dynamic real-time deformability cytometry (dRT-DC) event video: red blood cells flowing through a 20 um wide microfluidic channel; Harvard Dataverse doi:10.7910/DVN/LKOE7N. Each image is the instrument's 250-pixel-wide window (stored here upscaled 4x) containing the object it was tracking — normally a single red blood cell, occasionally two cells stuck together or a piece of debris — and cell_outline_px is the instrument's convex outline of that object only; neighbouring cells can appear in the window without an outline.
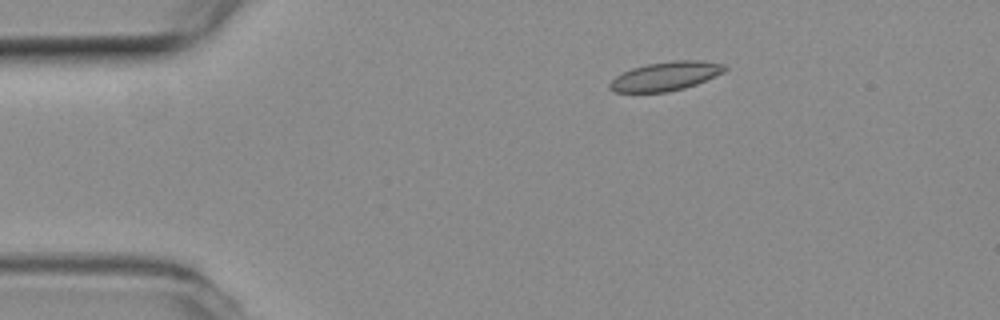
{"species": "common noctule bat (a hibernating species)", "species_latin": "Nyctalus noctula", "temperature_condition": "room temperature", "stored_images_in_passage": 8, "camera_frame_rate_fps": 3000, "um_per_image_px": 0.085, "animal": {"sex": "female", "body_mass_g": 19.3, "forearm_length_mm": 54.1}, "frame": {"image": 1, "passage_image": 2, "time_ms": 0.333, "image_size_px": [1000, 320], "cell_outline_px": [[728, 68], [724, 72], [696, 84], [684, 88], [668, 92], [616, 92], [608, 88], [608, 84], [616, 76], [632, 68], [648, 64], [672, 60], [704, 60], [724, 64]], "centroid_in_image_um": [56.6, 6.47], "position_along_channel_um": 28.4, "area_um2": 19.36}}
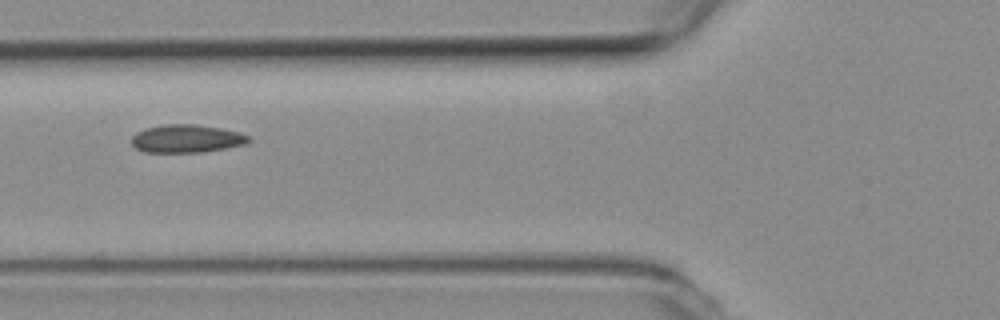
{"frame": {"image": 2, "passage_image": 5, "time_ms": 1.333, "image_size_px": [1000, 320], "cell_outline_px": [[252, 140], [248, 144], [204, 152], [144, 152], [136, 148], [132, 144], [132, 136], [136, 132], [144, 128], [164, 124], [196, 124], [220, 128], [240, 132], [248, 136]], "centroid_in_image_um": [15.88, 11.78], "position_along_channel_um": 109.9, "area_um2": 19.31}}
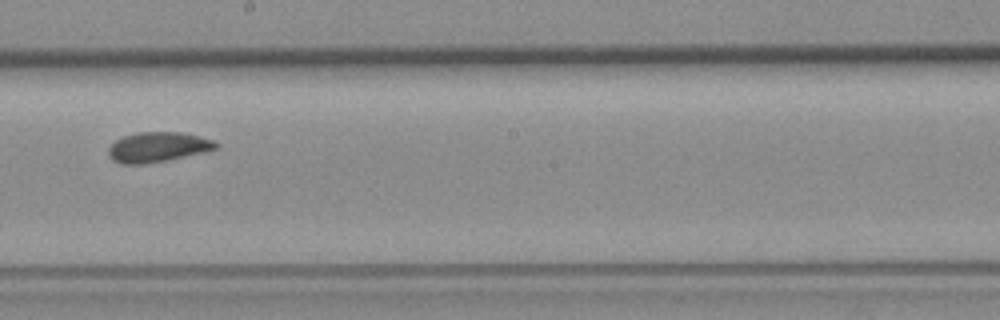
{"frame": {"image": 3, "passage_image": 8, "time_ms": 2.333, "image_size_px": [1000, 320], "cell_outline_px": [[220, 144], [216, 148], [200, 152], [164, 160], [140, 164], [124, 164], [112, 160], [108, 152], [108, 148], [116, 140], [124, 136], [136, 132], [180, 132], [200, 136], [216, 140]], "centroid_in_image_um": [13.4, 12.48], "position_along_channel_um": 234.8, "area_um2": 18.44}}